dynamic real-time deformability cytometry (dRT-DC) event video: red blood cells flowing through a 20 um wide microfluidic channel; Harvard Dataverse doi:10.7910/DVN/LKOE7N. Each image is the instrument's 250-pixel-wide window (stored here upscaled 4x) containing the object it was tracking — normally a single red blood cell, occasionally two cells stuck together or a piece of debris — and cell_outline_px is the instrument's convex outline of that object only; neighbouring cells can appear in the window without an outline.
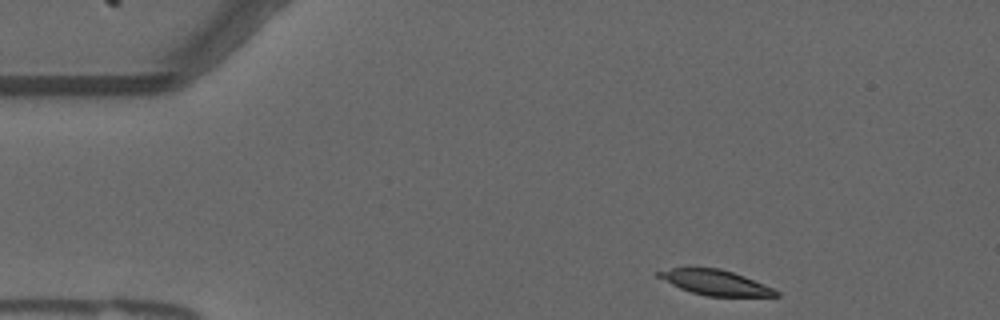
{"species": "common noctule bat (a hibernating species)", "species_latin": "Nyctalus noctula", "temperature_condition": "warm", "stored_images_in_passage": 17, "camera_frame_rate_fps": 3000, "um_per_image_px": 0.085, "animal": {"sex": "male", "forearm_length_mm": 52.5}, "frame": {"image": 1, "passage_image": 1, "time_ms": 0.0, "image_size_px": [1000, 320], "cell_outline_px": [[780, 296], [708, 296], [692, 292], [680, 288], [656, 276], [656, 272], [672, 268], [720, 268], [744, 276], [764, 284], [780, 292]], "centroid_in_image_um": [60.82, 24.01], "position_along_channel_um": 24.2, "area_um2": 16.94}}
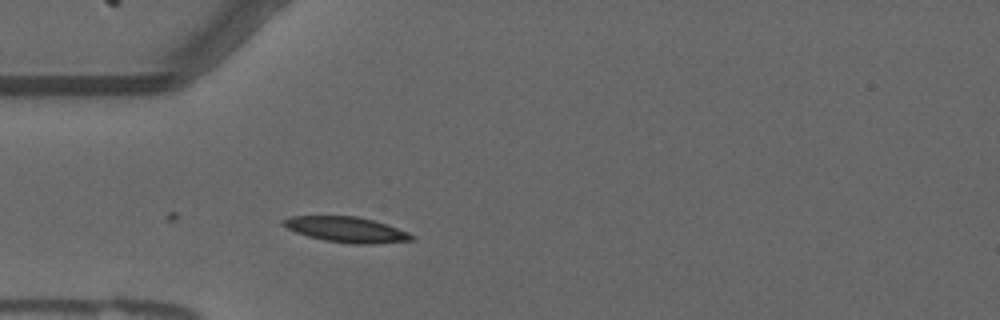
{"frame": {"image": 2, "passage_image": 9, "time_ms": 2.667, "image_size_px": [1000, 320], "cell_outline_px": [[416, 240], [376, 244], [352, 244], [324, 240], [308, 236], [296, 232], [280, 224], [280, 220], [292, 216], [356, 216], [388, 224], [408, 232], [416, 236]], "centroid_in_image_um": [29.48, 19.52], "position_along_channel_um": 55.5, "area_um2": 19.25}}